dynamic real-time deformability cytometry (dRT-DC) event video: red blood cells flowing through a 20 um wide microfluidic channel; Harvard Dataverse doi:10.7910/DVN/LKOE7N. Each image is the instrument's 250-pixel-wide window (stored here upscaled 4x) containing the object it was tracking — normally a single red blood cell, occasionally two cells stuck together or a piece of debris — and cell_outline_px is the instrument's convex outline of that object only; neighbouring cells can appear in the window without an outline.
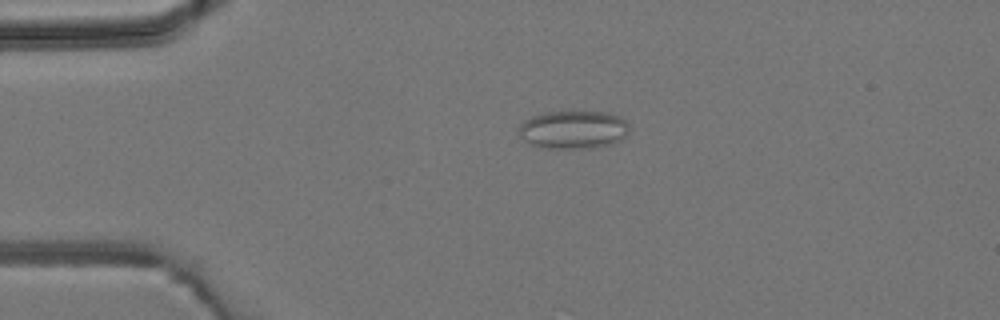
{"species": "common noctule bat (a hibernating species)", "species_latin": "Nyctalus noctula", "temperature_condition": "room temperature", "stored_images_in_passage": 5, "camera_frame_rate_fps": 3000, "um_per_image_px": 0.085, "animal": {"sex": "male", "body_mass_g": 19.2, "forearm_length_mm": 51.8}, "frame": {"image": 1, "passage_image": 3, "time_ms": 3.333, "image_size_px": [1000, 320], "cell_outline_px": [[628, 132], [620, 140], [612, 144], [592, 148], [544, 148], [532, 144], [524, 140], [520, 136], [520, 124], [524, 120], [532, 116], [544, 112], [608, 112], [620, 116], [628, 124]], "centroid_in_image_um": [48.74, 11.02], "position_along_channel_um": 36.3, "area_um2": 24.51}}